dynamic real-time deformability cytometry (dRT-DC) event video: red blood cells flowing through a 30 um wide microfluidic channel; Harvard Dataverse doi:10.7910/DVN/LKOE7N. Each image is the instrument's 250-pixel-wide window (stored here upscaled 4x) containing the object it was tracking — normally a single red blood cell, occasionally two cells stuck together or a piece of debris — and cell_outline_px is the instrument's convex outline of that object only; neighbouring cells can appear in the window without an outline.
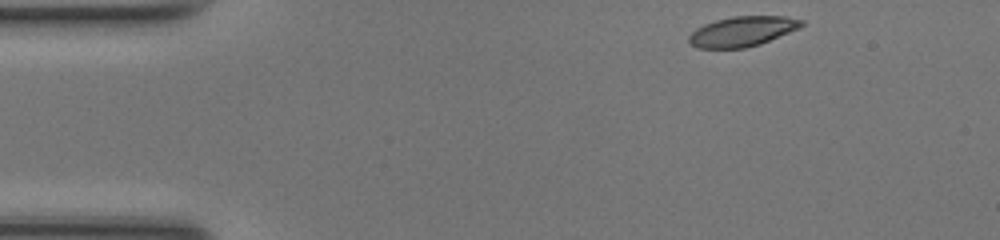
{"species": "common noctule bat (a hibernating species)", "species_latin": "Nyctalus noctula", "temperature_condition": "room temperature", "stored_images_in_passage": 43, "camera_frame_rate_fps": 3000, "um_per_image_px": 0.085, "animal": {"sex": "female", "body_mass_g": 17.0, "forearm_length_mm": 48.0}, "frame": {"image": 1, "passage_image": 1, "time_ms": 0.0, "image_size_px": [1000, 240], "cell_outline_px": [[804, 24], [800, 28], [760, 44], [744, 48], [696, 48], [688, 40], [688, 36], [696, 28], [704, 24], [716, 20], [732, 16], [784, 16], [804, 20]], "centroid_in_image_um": [63.1, 2.66], "position_along_channel_um": 21.9, "area_um2": 19.71}}
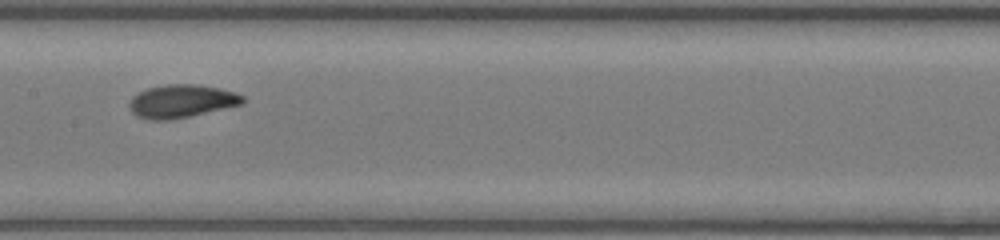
{"frame": {"image": 2, "passage_image": 19, "time_ms": 6.0, "image_size_px": [1000, 240], "cell_outline_px": [[244, 100], [240, 104], [188, 116], [168, 120], [148, 120], [136, 116], [132, 112], [128, 104], [132, 96], [148, 88], [168, 84], [196, 84], [220, 88], [236, 92], [244, 96]], "centroid_in_image_um": [15.39, 8.59], "position_along_channel_um": 192.0, "area_um2": 21.62}}
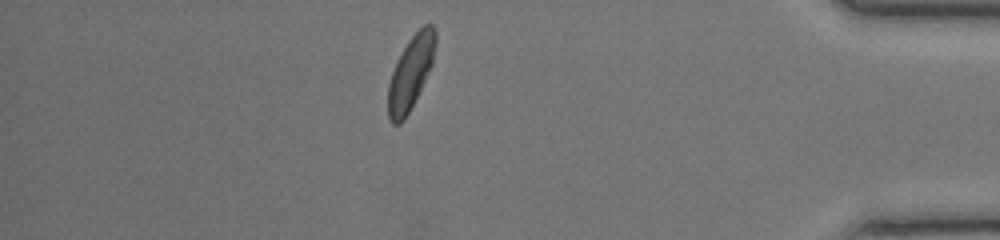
{"frame": {"image": 3, "passage_image": 37, "time_ms": 12.0, "image_size_px": [1000, 240], "cell_outline_px": [[436, 44], [432, 64], [404, 120], [400, 124], [392, 124], [388, 120], [388, 84], [396, 60], [408, 40], [424, 24], [432, 24], [436, 28]], "centroid_in_image_um": [34.89, 6.15], "position_along_channel_um": 400.3, "area_um2": 20.06}, "authors_computed_cell_mechanics": {"area_um2": 20.3456, "velocity_mm_per_s": 4.2104, "shape_relaxation_time_tau1_ms": 2.8638, "shape_relaxation_time_tau2_ms": 1.87, "deformation_change_tau1": 0.1359, "deformation_change_tau2": 0.0598}}